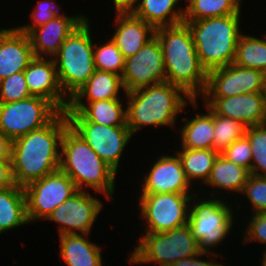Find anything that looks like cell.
Instances as JSON below:
<instances>
[{
    "label": "cell",
    "instance_id": "cell-1",
    "mask_svg": "<svg viewBox=\"0 0 266 266\" xmlns=\"http://www.w3.org/2000/svg\"><path fill=\"white\" fill-rule=\"evenodd\" d=\"M68 127L66 113L59 112L47 125L12 141L11 163L16 185L24 187L59 170V149Z\"/></svg>",
    "mask_w": 266,
    "mask_h": 266
},
{
    "label": "cell",
    "instance_id": "cell-2",
    "mask_svg": "<svg viewBox=\"0 0 266 266\" xmlns=\"http://www.w3.org/2000/svg\"><path fill=\"white\" fill-rule=\"evenodd\" d=\"M155 36L163 52L166 82L198 99L197 95L205 92L208 73L200 63L188 25L162 26L156 28Z\"/></svg>",
    "mask_w": 266,
    "mask_h": 266
},
{
    "label": "cell",
    "instance_id": "cell-3",
    "mask_svg": "<svg viewBox=\"0 0 266 266\" xmlns=\"http://www.w3.org/2000/svg\"><path fill=\"white\" fill-rule=\"evenodd\" d=\"M124 94L128 99L127 126L132 134L145 126L168 125L172 128L176 125L177 115L183 112L187 102L190 101L194 107L198 105V99H191L181 88L168 82L139 88Z\"/></svg>",
    "mask_w": 266,
    "mask_h": 266
},
{
    "label": "cell",
    "instance_id": "cell-4",
    "mask_svg": "<svg viewBox=\"0 0 266 266\" xmlns=\"http://www.w3.org/2000/svg\"><path fill=\"white\" fill-rule=\"evenodd\" d=\"M59 169L73 180L77 190L89 187L109 199L114 194L116 172L70 127L62 136Z\"/></svg>",
    "mask_w": 266,
    "mask_h": 266
},
{
    "label": "cell",
    "instance_id": "cell-5",
    "mask_svg": "<svg viewBox=\"0 0 266 266\" xmlns=\"http://www.w3.org/2000/svg\"><path fill=\"white\" fill-rule=\"evenodd\" d=\"M240 15L184 21L192 34L202 67L207 71L234 63L240 31Z\"/></svg>",
    "mask_w": 266,
    "mask_h": 266
},
{
    "label": "cell",
    "instance_id": "cell-6",
    "mask_svg": "<svg viewBox=\"0 0 266 266\" xmlns=\"http://www.w3.org/2000/svg\"><path fill=\"white\" fill-rule=\"evenodd\" d=\"M86 19L63 42L52 57L63 93L70 99L95 71L94 43Z\"/></svg>",
    "mask_w": 266,
    "mask_h": 266
},
{
    "label": "cell",
    "instance_id": "cell-7",
    "mask_svg": "<svg viewBox=\"0 0 266 266\" xmlns=\"http://www.w3.org/2000/svg\"><path fill=\"white\" fill-rule=\"evenodd\" d=\"M200 253L188 224L163 233H144L129 257L132 264L153 263L169 266Z\"/></svg>",
    "mask_w": 266,
    "mask_h": 266
},
{
    "label": "cell",
    "instance_id": "cell-8",
    "mask_svg": "<svg viewBox=\"0 0 266 266\" xmlns=\"http://www.w3.org/2000/svg\"><path fill=\"white\" fill-rule=\"evenodd\" d=\"M192 197L188 225L194 239L198 242L200 252L214 253L211 248L217 246L230 235L235 218L233 208L223 198L197 199ZM194 200V201H193ZM195 203V204H194Z\"/></svg>",
    "mask_w": 266,
    "mask_h": 266
},
{
    "label": "cell",
    "instance_id": "cell-9",
    "mask_svg": "<svg viewBox=\"0 0 266 266\" xmlns=\"http://www.w3.org/2000/svg\"><path fill=\"white\" fill-rule=\"evenodd\" d=\"M59 112L50 101L38 96L0 103V131L13 141L47 125Z\"/></svg>",
    "mask_w": 266,
    "mask_h": 266
},
{
    "label": "cell",
    "instance_id": "cell-10",
    "mask_svg": "<svg viewBox=\"0 0 266 266\" xmlns=\"http://www.w3.org/2000/svg\"><path fill=\"white\" fill-rule=\"evenodd\" d=\"M195 194H142L141 216L146 219L145 233H163L188 223L190 203Z\"/></svg>",
    "mask_w": 266,
    "mask_h": 266
},
{
    "label": "cell",
    "instance_id": "cell-11",
    "mask_svg": "<svg viewBox=\"0 0 266 266\" xmlns=\"http://www.w3.org/2000/svg\"><path fill=\"white\" fill-rule=\"evenodd\" d=\"M29 223L44 219L78 190L73 180L60 169L23 187Z\"/></svg>",
    "mask_w": 266,
    "mask_h": 266
},
{
    "label": "cell",
    "instance_id": "cell-12",
    "mask_svg": "<svg viewBox=\"0 0 266 266\" xmlns=\"http://www.w3.org/2000/svg\"><path fill=\"white\" fill-rule=\"evenodd\" d=\"M69 127L117 173L123 151L133 136L128 126H106L93 122H69Z\"/></svg>",
    "mask_w": 266,
    "mask_h": 266
},
{
    "label": "cell",
    "instance_id": "cell-13",
    "mask_svg": "<svg viewBox=\"0 0 266 266\" xmlns=\"http://www.w3.org/2000/svg\"><path fill=\"white\" fill-rule=\"evenodd\" d=\"M121 77L125 93L166 82L163 52L156 36L135 55L125 59Z\"/></svg>",
    "mask_w": 266,
    "mask_h": 266
},
{
    "label": "cell",
    "instance_id": "cell-14",
    "mask_svg": "<svg viewBox=\"0 0 266 266\" xmlns=\"http://www.w3.org/2000/svg\"><path fill=\"white\" fill-rule=\"evenodd\" d=\"M266 74L258 69L240 67L234 63L208 72L202 97H231L263 92Z\"/></svg>",
    "mask_w": 266,
    "mask_h": 266
},
{
    "label": "cell",
    "instance_id": "cell-15",
    "mask_svg": "<svg viewBox=\"0 0 266 266\" xmlns=\"http://www.w3.org/2000/svg\"><path fill=\"white\" fill-rule=\"evenodd\" d=\"M102 206L100 199L90 195L89 191L78 190L55 208L46 221L59 223V236L81 233L89 235Z\"/></svg>",
    "mask_w": 266,
    "mask_h": 266
},
{
    "label": "cell",
    "instance_id": "cell-16",
    "mask_svg": "<svg viewBox=\"0 0 266 266\" xmlns=\"http://www.w3.org/2000/svg\"><path fill=\"white\" fill-rule=\"evenodd\" d=\"M203 98L204 106H209L218 115L240 121L247 128L266 123L263 92Z\"/></svg>",
    "mask_w": 266,
    "mask_h": 266
},
{
    "label": "cell",
    "instance_id": "cell-17",
    "mask_svg": "<svg viewBox=\"0 0 266 266\" xmlns=\"http://www.w3.org/2000/svg\"><path fill=\"white\" fill-rule=\"evenodd\" d=\"M25 81L32 96L50 101L60 112H65L69 98L63 93L53 58L35 57L24 70Z\"/></svg>",
    "mask_w": 266,
    "mask_h": 266
},
{
    "label": "cell",
    "instance_id": "cell-18",
    "mask_svg": "<svg viewBox=\"0 0 266 266\" xmlns=\"http://www.w3.org/2000/svg\"><path fill=\"white\" fill-rule=\"evenodd\" d=\"M151 167L142 178L141 194H191L189 187L193 185L187 180L178 155H162Z\"/></svg>",
    "mask_w": 266,
    "mask_h": 266
},
{
    "label": "cell",
    "instance_id": "cell-19",
    "mask_svg": "<svg viewBox=\"0 0 266 266\" xmlns=\"http://www.w3.org/2000/svg\"><path fill=\"white\" fill-rule=\"evenodd\" d=\"M86 19L87 17L82 15L65 16L63 14L35 28L29 34L34 56L52 58L66 38Z\"/></svg>",
    "mask_w": 266,
    "mask_h": 266
},
{
    "label": "cell",
    "instance_id": "cell-20",
    "mask_svg": "<svg viewBox=\"0 0 266 266\" xmlns=\"http://www.w3.org/2000/svg\"><path fill=\"white\" fill-rule=\"evenodd\" d=\"M34 58L29 35L16 27L0 29V81L24 71Z\"/></svg>",
    "mask_w": 266,
    "mask_h": 266
},
{
    "label": "cell",
    "instance_id": "cell-21",
    "mask_svg": "<svg viewBox=\"0 0 266 266\" xmlns=\"http://www.w3.org/2000/svg\"><path fill=\"white\" fill-rule=\"evenodd\" d=\"M120 99L69 102L65 111L69 122H93L106 126H127L126 108Z\"/></svg>",
    "mask_w": 266,
    "mask_h": 266
},
{
    "label": "cell",
    "instance_id": "cell-22",
    "mask_svg": "<svg viewBox=\"0 0 266 266\" xmlns=\"http://www.w3.org/2000/svg\"><path fill=\"white\" fill-rule=\"evenodd\" d=\"M114 23L117 29L111 39L125 59L135 55L155 36L156 29L132 12H116Z\"/></svg>",
    "mask_w": 266,
    "mask_h": 266
},
{
    "label": "cell",
    "instance_id": "cell-23",
    "mask_svg": "<svg viewBox=\"0 0 266 266\" xmlns=\"http://www.w3.org/2000/svg\"><path fill=\"white\" fill-rule=\"evenodd\" d=\"M87 236V234L59 236V256L67 266H103L100 246L87 240Z\"/></svg>",
    "mask_w": 266,
    "mask_h": 266
},
{
    "label": "cell",
    "instance_id": "cell-24",
    "mask_svg": "<svg viewBox=\"0 0 266 266\" xmlns=\"http://www.w3.org/2000/svg\"><path fill=\"white\" fill-rule=\"evenodd\" d=\"M124 90L122 77L113 72L95 69L88 81L77 90L69 102H95L107 99H120V89ZM86 98V99H85Z\"/></svg>",
    "mask_w": 266,
    "mask_h": 266
},
{
    "label": "cell",
    "instance_id": "cell-25",
    "mask_svg": "<svg viewBox=\"0 0 266 266\" xmlns=\"http://www.w3.org/2000/svg\"><path fill=\"white\" fill-rule=\"evenodd\" d=\"M179 0H139L132 13L155 29L184 22V8L176 9Z\"/></svg>",
    "mask_w": 266,
    "mask_h": 266
},
{
    "label": "cell",
    "instance_id": "cell-26",
    "mask_svg": "<svg viewBox=\"0 0 266 266\" xmlns=\"http://www.w3.org/2000/svg\"><path fill=\"white\" fill-rule=\"evenodd\" d=\"M208 113L197 115L187 120L181 127V147L184 149H213L214 119L213 110L206 106Z\"/></svg>",
    "mask_w": 266,
    "mask_h": 266
},
{
    "label": "cell",
    "instance_id": "cell-27",
    "mask_svg": "<svg viewBox=\"0 0 266 266\" xmlns=\"http://www.w3.org/2000/svg\"><path fill=\"white\" fill-rule=\"evenodd\" d=\"M29 223L24 189L14 185L0 190V234Z\"/></svg>",
    "mask_w": 266,
    "mask_h": 266
},
{
    "label": "cell",
    "instance_id": "cell-28",
    "mask_svg": "<svg viewBox=\"0 0 266 266\" xmlns=\"http://www.w3.org/2000/svg\"><path fill=\"white\" fill-rule=\"evenodd\" d=\"M249 175L250 172L247 169L228 161L224 156L218 154L205 185L219 188L218 190L235 191L240 194Z\"/></svg>",
    "mask_w": 266,
    "mask_h": 266
},
{
    "label": "cell",
    "instance_id": "cell-29",
    "mask_svg": "<svg viewBox=\"0 0 266 266\" xmlns=\"http://www.w3.org/2000/svg\"><path fill=\"white\" fill-rule=\"evenodd\" d=\"M218 154L214 149L182 148L181 150H177V155L190 184H193L192 181L195 179H201L200 181L203 184L206 183Z\"/></svg>",
    "mask_w": 266,
    "mask_h": 266
},
{
    "label": "cell",
    "instance_id": "cell-30",
    "mask_svg": "<svg viewBox=\"0 0 266 266\" xmlns=\"http://www.w3.org/2000/svg\"><path fill=\"white\" fill-rule=\"evenodd\" d=\"M243 0H190L184 6V21L237 14Z\"/></svg>",
    "mask_w": 266,
    "mask_h": 266
},
{
    "label": "cell",
    "instance_id": "cell-31",
    "mask_svg": "<svg viewBox=\"0 0 266 266\" xmlns=\"http://www.w3.org/2000/svg\"><path fill=\"white\" fill-rule=\"evenodd\" d=\"M234 64L240 67L258 69L266 74V38L260 39L241 34L237 43Z\"/></svg>",
    "mask_w": 266,
    "mask_h": 266
},
{
    "label": "cell",
    "instance_id": "cell-32",
    "mask_svg": "<svg viewBox=\"0 0 266 266\" xmlns=\"http://www.w3.org/2000/svg\"><path fill=\"white\" fill-rule=\"evenodd\" d=\"M214 119V137L213 149L219 154L222 153L229 145L242 138L246 132V126L240 121L233 120L213 111Z\"/></svg>",
    "mask_w": 266,
    "mask_h": 266
},
{
    "label": "cell",
    "instance_id": "cell-33",
    "mask_svg": "<svg viewBox=\"0 0 266 266\" xmlns=\"http://www.w3.org/2000/svg\"><path fill=\"white\" fill-rule=\"evenodd\" d=\"M95 69L113 72L122 76L125 67V58L116 44L110 38L104 45L94 43Z\"/></svg>",
    "mask_w": 266,
    "mask_h": 266
},
{
    "label": "cell",
    "instance_id": "cell-34",
    "mask_svg": "<svg viewBox=\"0 0 266 266\" xmlns=\"http://www.w3.org/2000/svg\"><path fill=\"white\" fill-rule=\"evenodd\" d=\"M245 136L251 145V174L266 176V123L246 128Z\"/></svg>",
    "mask_w": 266,
    "mask_h": 266
},
{
    "label": "cell",
    "instance_id": "cell-35",
    "mask_svg": "<svg viewBox=\"0 0 266 266\" xmlns=\"http://www.w3.org/2000/svg\"><path fill=\"white\" fill-rule=\"evenodd\" d=\"M31 96L24 71L12 74L0 81V103L20 101Z\"/></svg>",
    "mask_w": 266,
    "mask_h": 266
},
{
    "label": "cell",
    "instance_id": "cell-36",
    "mask_svg": "<svg viewBox=\"0 0 266 266\" xmlns=\"http://www.w3.org/2000/svg\"><path fill=\"white\" fill-rule=\"evenodd\" d=\"M242 193L249 199L253 214L266 212V176L250 174Z\"/></svg>",
    "mask_w": 266,
    "mask_h": 266
},
{
    "label": "cell",
    "instance_id": "cell-37",
    "mask_svg": "<svg viewBox=\"0 0 266 266\" xmlns=\"http://www.w3.org/2000/svg\"><path fill=\"white\" fill-rule=\"evenodd\" d=\"M36 6L30 15L33 23L17 27L22 33L29 35L35 28L46 24L56 16L63 15L56 9L59 5L55 6V2L52 0H39Z\"/></svg>",
    "mask_w": 266,
    "mask_h": 266
},
{
    "label": "cell",
    "instance_id": "cell-38",
    "mask_svg": "<svg viewBox=\"0 0 266 266\" xmlns=\"http://www.w3.org/2000/svg\"><path fill=\"white\" fill-rule=\"evenodd\" d=\"M228 161L247 169L251 174L252 152L248 138L244 135L229 145L222 153Z\"/></svg>",
    "mask_w": 266,
    "mask_h": 266
},
{
    "label": "cell",
    "instance_id": "cell-39",
    "mask_svg": "<svg viewBox=\"0 0 266 266\" xmlns=\"http://www.w3.org/2000/svg\"><path fill=\"white\" fill-rule=\"evenodd\" d=\"M250 223L246 228L243 242H262L266 244V212L252 213Z\"/></svg>",
    "mask_w": 266,
    "mask_h": 266
},
{
    "label": "cell",
    "instance_id": "cell-40",
    "mask_svg": "<svg viewBox=\"0 0 266 266\" xmlns=\"http://www.w3.org/2000/svg\"><path fill=\"white\" fill-rule=\"evenodd\" d=\"M209 254L212 255V253L200 252L196 256L180 259L177 262H175L173 264H170L169 266H224L222 264L215 263L212 260H210V261L207 260L206 261V259L202 260L200 258L202 256L205 257V255H209Z\"/></svg>",
    "mask_w": 266,
    "mask_h": 266
},
{
    "label": "cell",
    "instance_id": "cell-41",
    "mask_svg": "<svg viewBox=\"0 0 266 266\" xmlns=\"http://www.w3.org/2000/svg\"><path fill=\"white\" fill-rule=\"evenodd\" d=\"M14 185L11 161H0V190Z\"/></svg>",
    "mask_w": 266,
    "mask_h": 266
},
{
    "label": "cell",
    "instance_id": "cell-42",
    "mask_svg": "<svg viewBox=\"0 0 266 266\" xmlns=\"http://www.w3.org/2000/svg\"><path fill=\"white\" fill-rule=\"evenodd\" d=\"M12 141L0 131V161H11Z\"/></svg>",
    "mask_w": 266,
    "mask_h": 266
},
{
    "label": "cell",
    "instance_id": "cell-43",
    "mask_svg": "<svg viewBox=\"0 0 266 266\" xmlns=\"http://www.w3.org/2000/svg\"><path fill=\"white\" fill-rule=\"evenodd\" d=\"M115 12H132L139 0H113Z\"/></svg>",
    "mask_w": 266,
    "mask_h": 266
},
{
    "label": "cell",
    "instance_id": "cell-44",
    "mask_svg": "<svg viewBox=\"0 0 266 266\" xmlns=\"http://www.w3.org/2000/svg\"><path fill=\"white\" fill-rule=\"evenodd\" d=\"M263 254L264 255L262 256L263 258H262V265L261 266H266V250H265V252Z\"/></svg>",
    "mask_w": 266,
    "mask_h": 266
},
{
    "label": "cell",
    "instance_id": "cell-45",
    "mask_svg": "<svg viewBox=\"0 0 266 266\" xmlns=\"http://www.w3.org/2000/svg\"><path fill=\"white\" fill-rule=\"evenodd\" d=\"M263 94H264V100H265V110H266V79H265V84H264V90H263Z\"/></svg>",
    "mask_w": 266,
    "mask_h": 266
}]
</instances>
